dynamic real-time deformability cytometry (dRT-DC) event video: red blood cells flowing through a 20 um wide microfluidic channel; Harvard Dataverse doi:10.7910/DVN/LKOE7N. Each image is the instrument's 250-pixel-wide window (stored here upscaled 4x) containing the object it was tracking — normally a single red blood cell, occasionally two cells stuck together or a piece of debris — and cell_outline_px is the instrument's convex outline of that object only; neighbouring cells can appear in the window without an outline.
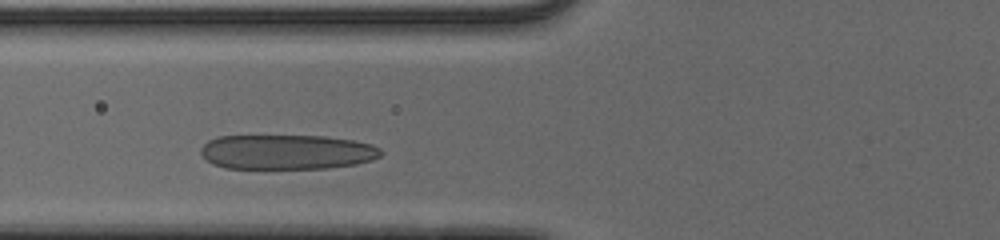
{"species": "human", "species_latin": "Homo sapiens", "temperature_condition": "cold", "stored_images_in_passage": 32, "camera_frame_rate_fps": 3000, "um_per_image_px": 0.085, "donor": {"sex": "male"}, "frame": {"image": 1, "passage_image": 9, "time_ms": 2.667, "image_size_px": [1000, 240], "cell_outline_px": [[384, 152], [380, 156], [372, 160], [356, 164], [328, 168], [224, 168], [212, 164], [200, 152], [200, 148], [208, 140], [216, 136], [324, 136], [352, 140], [372, 144], [380, 148]], "centroid_in_image_um": [24.39, 12.91], "position_along_channel_um": 101.4, "area_um2": 36.59}}
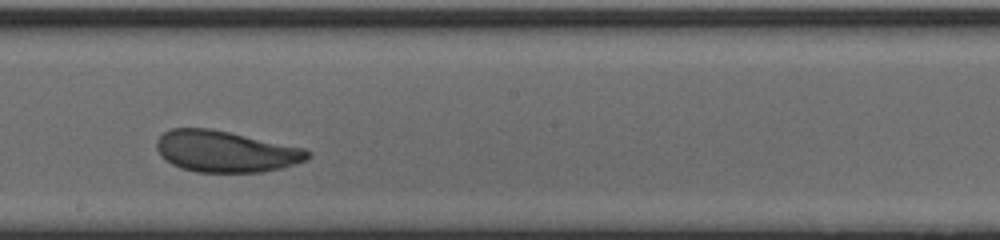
{"frame": {"image": 2, "passage_image": 19, "time_ms": 6.0, "image_size_px": [1000, 240], "cell_outline_px": [[312, 156], [308, 160], [280, 168], [260, 172], [196, 172], [180, 168], [164, 160], [160, 156], [156, 148], [156, 140], [164, 132], [172, 128], [212, 128], [304, 148], [312, 152]], "centroid_in_image_um": [19.16, 12.87], "position_along_channel_um": 229.0, "area_um2": 36.65}}
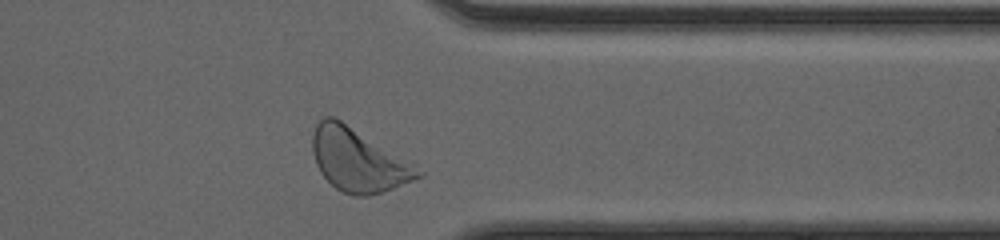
{"frame": {"image": 3, "passage_image": 31, "time_ms": 10.0, "image_size_px": [1000, 240], "cell_outline_px": [[424, 176], [392, 188], [368, 196], [352, 196], [336, 188], [320, 172], [316, 164], [312, 152], [312, 136], [316, 124], [324, 116], [332, 116], [340, 120], [416, 164], [424, 172]], "centroid_in_image_um": [30.45, 13.61], "position_along_channel_um": 380.9, "area_um2": 38.55}, "authors_computed_cell_mechanics": {"area_um2": 36.6452, "velocity_mm_per_s": 3.8365, "shape_relaxation_time_tau1_ms": 2.4804, "shape_relaxation_time_tau2_ms": 0.7041, "deformation_change_tau1": 0.1379, "deformation_change_tau2": 0.077}}